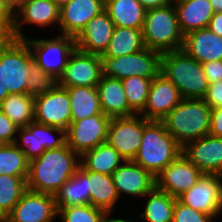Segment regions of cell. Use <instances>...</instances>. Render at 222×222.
I'll use <instances>...</instances> for the list:
<instances>
[{
  "label": "cell",
  "instance_id": "1",
  "mask_svg": "<svg viewBox=\"0 0 222 222\" xmlns=\"http://www.w3.org/2000/svg\"><path fill=\"white\" fill-rule=\"evenodd\" d=\"M80 166V156L66 143L29 161L27 189L55 195Z\"/></svg>",
  "mask_w": 222,
  "mask_h": 222
},
{
  "label": "cell",
  "instance_id": "2",
  "mask_svg": "<svg viewBox=\"0 0 222 222\" xmlns=\"http://www.w3.org/2000/svg\"><path fill=\"white\" fill-rule=\"evenodd\" d=\"M182 147L166 131L162 121L146 120L143 117V133L139 150L133 161L155 177L174 161Z\"/></svg>",
  "mask_w": 222,
  "mask_h": 222
},
{
  "label": "cell",
  "instance_id": "3",
  "mask_svg": "<svg viewBox=\"0 0 222 222\" xmlns=\"http://www.w3.org/2000/svg\"><path fill=\"white\" fill-rule=\"evenodd\" d=\"M160 72L176 86L182 99L205 97L209 81L202 64L182 49L161 54Z\"/></svg>",
  "mask_w": 222,
  "mask_h": 222
},
{
  "label": "cell",
  "instance_id": "4",
  "mask_svg": "<svg viewBox=\"0 0 222 222\" xmlns=\"http://www.w3.org/2000/svg\"><path fill=\"white\" fill-rule=\"evenodd\" d=\"M210 107L203 99H182L161 121L183 147L186 143L209 134Z\"/></svg>",
  "mask_w": 222,
  "mask_h": 222
},
{
  "label": "cell",
  "instance_id": "5",
  "mask_svg": "<svg viewBox=\"0 0 222 222\" xmlns=\"http://www.w3.org/2000/svg\"><path fill=\"white\" fill-rule=\"evenodd\" d=\"M142 34L146 48L161 54L181 50L184 35L174 5L146 10Z\"/></svg>",
  "mask_w": 222,
  "mask_h": 222
},
{
  "label": "cell",
  "instance_id": "6",
  "mask_svg": "<svg viewBox=\"0 0 222 222\" xmlns=\"http://www.w3.org/2000/svg\"><path fill=\"white\" fill-rule=\"evenodd\" d=\"M32 53L33 60L46 73L59 79L63 74L68 59L76 49L75 37L58 34L56 37L24 39Z\"/></svg>",
  "mask_w": 222,
  "mask_h": 222
},
{
  "label": "cell",
  "instance_id": "7",
  "mask_svg": "<svg viewBox=\"0 0 222 222\" xmlns=\"http://www.w3.org/2000/svg\"><path fill=\"white\" fill-rule=\"evenodd\" d=\"M102 75L119 80L138 76L154 78L161 69V53L145 48L121 57H101Z\"/></svg>",
  "mask_w": 222,
  "mask_h": 222
},
{
  "label": "cell",
  "instance_id": "8",
  "mask_svg": "<svg viewBox=\"0 0 222 222\" xmlns=\"http://www.w3.org/2000/svg\"><path fill=\"white\" fill-rule=\"evenodd\" d=\"M33 56L24 39H14L4 46V89L9 94H26L28 69Z\"/></svg>",
  "mask_w": 222,
  "mask_h": 222
},
{
  "label": "cell",
  "instance_id": "9",
  "mask_svg": "<svg viewBox=\"0 0 222 222\" xmlns=\"http://www.w3.org/2000/svg\"><path fill=\"white\" fill-rule=\"evenodd\" d=\"M17 134L15 144L29 161L46 150L59 148L66 143L65 130L35 121L26 127H19Z\"/></svg>",
  "mask_w": 222,
  "mask_h": 222
},
{
  "label": "cell",
  "instance_id": "10",
  "mask_svg": "<svg viewBox=\"0 0 222 222\" xmlns=\"http://www.w3.org/2000/svg\"><path fill=\"white\" fill-rule=\"evenodd\" d=\"M110 121L111 118L105 114L71 121L65 131L66 144L81 156L84 152L106 142Z\"/></svg>",
  "mask_w": 222,
  "mask_h": 222
},
{
  "label": "cell",
  "instance_id": "11",
  "mask_svg": "<svg viewBox=\"0 0 222 222\" xmlns=\"http://www.w3.org/2000/svg\"><path fill=\"white\" fill-rule=\"evenodd\" d=\"M34 121L66 131L71 123L70 97L64 87L34 96Z\"/></svg>",
  "mask_w": 222,
  "mask_h": 222
},
{
  "label": "cell",
  "instance_id": "12",
  "mask_svg": "<svg viewBox=\"0 0 222 222\" xmlns=\"http://www.w3.org/2000/svg\"><path fill=\"white\" fill-rule=\"evenodd\" d=\"M181 203L215 218L222 213V175L203 174L188 191L177 198Z\"/></svg>",
  "mask_w": 222,
  "mask_h": 222
},
{
  "label": "cell",
  "instance_id": "13",
  "mask_svg": "<svg viewBox=\"0 0 222 222\" xmlns=\"http://www.w3.org/2000/svg\"><path fill=\"white\" fill-rule=\"evenodd\" d=\"M143 133V116L114 117L108 126L106 142L115 148L124 160H133L139 150Z\"/></svg>",
  "mask_w": 222,
  "mask_h": 222
},
{
  "label": "cell",
  "instance_id": "14",
  "mask_svg": "<svg viewBox=\"0 0 222 222\" xmlns=\"http://www.w3.org/2000/svg\"><path fill=\"white\" fill-rule=\"evenodd\" d=\"M101 77V57L76 48L70 55L63 74L58 79V85L61 87H97Z\"/></svg>",
  "mask_w": 222,
  "mask_h": 222
},
{
  "label": "cell",
  "instance_id": "15",
  "mask_svg": "<svg viewBox=\"0 0 222 222\" xmlns=\"http://www.w3.org/2000/svg\"><path fill=\"white\" fill-rule=\"evenodd\" d=\"M57 206L52 194L27 189L5 222H54Z\"/></svg>",
  "mask_w": 222,
  "mask_h": 222
},
{
  "label": "cell",
  "instance_id": "16",
  "mask_svg": "<svg viewBox=\"0 0 222 222\" xmlns=\"http://www.w3.org/2000/svg\"><path fill=\"white\" fill-rule=\"evenodd\" d=\"M203 174L181 153L156 176V188L178 198L196 184Z\"/></svg>",
  "mask_w": 222,
  "mask_h": 222
},
{
  "label": "cell",
  "instance_id": "17",
  "mask_svg": "<svg viewBox=\"0 0 222 222\" xmlns=\"http://www.w3.org/2000/svg\"><path fill=\"white\" fill-rule=\"evenodd\" d=\"M60 8L53 0H35L20 5L14 11L13 33L15 39H25L23 27L37 25L38 27L58 26L59 31Z\"/></svg>",
  "mask_w": 222,
  "mask_h": 222
},
{
  "label": "cell",
  "instance_id": "18",
  "mask_svg": "<svg viewBox=\"0 0 222 222\" xmlns=\"http://www.w3.org/2000/svg\"><path fill=\"white\" fill-rule=\"evenodd\" d=\"M181 100L176 86L159 72L152 79L147 102L140 115L146 120L161 121Z\"/></svg>",
  "mask_w": 222,
  "mask_h": 222
},
{
  "label": "cell",
  "instance_id": "19",
  "mask_svg": "<svg viewBox=\"0 0 222 222\" xmlns=\"http://www.w3.org/2000/svg\"><path fill=\"white\" fill-rule=\"evenodd\" d=\"M181 153L202 173L222 175V137L208 134L190 141Z\"/></svg>",
  "mask_w": 222,
  "mask_h": 222
},
{
  "label": "cell",
  "instance_id": "20",
  "mask_svg": "<svg viewBox=\"0 0 222 222\" xmlns=\"http://www.w3.org/2000/svg\"><path fill=\"white\" fill-rule=\"evenodd\" d=\"M112 179L119 197L125 194L143 198L156 188V177L133 160L124 161L112 173Z\"/></svg>",
  "mask_w": 222,
  "mask_h": 222
},
{
  "label": "cell",
  "instance_id": "21",
  "mask_svg": "<svg viewBox=\"0 0 222 222\" xmlns=\"http://www.w3.org/2000/svg\"><path fill=\"white\" fill-rule=\"evenodd\" d=\"M105 0H72L60 8L59 34L77 37L104 10Z\"/></svg>",
  "mask_w": 222,
  "mask_h": 222
},
{
  "label": "cell",
  "instance_id": "22",
  "mask_svg": "<svg viewBox=\"0 0 222 222\" xmlns=\"http://www.w3.org/2000/svg\"><path fill=\"white\" fill-rule=\"evenodd\" d=\"M114 27L108 13L103 10L94 16L75 38L76 48L85 53L102 56L108 48Z\"/></svg>",
  "mask_w": 222,
  "mask_h": 222
},
{
  "label": "cell",
  "instance_id": "23",
  "mask_svg": "<svg viewBox=\"0 0 222 222\" xmlns=\"http://www.w3.org/2000/svg\"><path fill=\"white\" fill-rule=\"evenodd\" d=\"M182 50L199 63L222 60V37L208 28L198 29L184 35Z\"/></svg>",
  "mask_w": 222,
  "mask_h": 222
},
{
  "label": "cell",
  "instance_id": "24",
  "mask_svg": "<svg viewBox=\"0 0 222 222\" xmlns=\"http://www.w3.org/2000/svg\"><path fill=\"white\" fill-rule=\"evenodd\" d=\"M97 90L102 112L106 116L130 117L136 114L128 104L121 80L102 75Z\"/></svg>",
  "mask_w": 222,
  "mask_h": 222
},
{
  "label": "cell",
  "instance_id": "25",
  "mask_svg": "<svg viewBox=\"0 0 222 222\" xmlns=\"http://www.w3.org/2000/svg\"><path fill=\"white\" fill-rule=\"evenodd\" d=\"M173 5L183 35L207 28L214 14L209 0H175Z\"/></svg>",
  "mask_w": 222,
  "mask_h": 222
},
{
  "label": "cell",
  "instance_id": "26",
  "mask_svg": "<svg viewBox=\"0 0 222 222\" xmlns=\"http://www.w3.org/2000/svg\"><path fill=\"white\" fill-rule=\"evenodd\" d=\"M104 10L115 27L143 28L146 9L138 0H105Z\"/></svg>",
  "mask_w": 222,
  "mask_h": 222
},
{
  "label": "cell",
  "instance_id": "27",
  "mask_svg": "<svg viewBox=\"0 0 222 222\" xmlns=\"http://www.w3.org/2000/svg\"><path fill=\"white\" fill-rule=\"evenodd\" d=\"M124 161L119 152L105 142L84 152L80 156V167L86 171L112 175Z\"/></svg>",
  "mask_w": 222,
  "mask_h": 222
},
{
  "label": "cell",
  "instance_id": "28",
  "mask_svg": "<svg viewBox=\"0 0 222 222\" xmlns=\"http://www.w3.org/2000/svg\"><path fill=\"white\" fill-rule=\"evenodd\" d=\"M88 189L92 206L114 213L113 210L120 197L113 183L112 175L88 171Z\"/></svg>",
  "mask_w": 222,
  "mask_h": 222
},
{
  "label": "cell",
  "instance_id": "29",
  "mask_svg": "<svg viewBox=\"0 0 222 222\" xmlns=\"http://www.w3.org/2000/svg\"><path fill=\"white\" fill-rule=\"evenodd\" d=\"M70 97L71 121H79L102 112L97 87H64Z\"/></svg>",
  "mask_w": 222,
  "mask_h": 222
},
{
  "label": "cell",
  "instance_id": "30",
  "mask_svg": "<svg viewBox=\"0 0 222 222\" xmlns=\"http://www.w3.org/2000/svg\"><path fill=\"white\" fill-rule=\"evenodd\" d=\"M56 206L90 204L88 171L79 166L75 174L54 195Z\"/></svg>",
  "mask_w": 222,
  "mask_h": 222
},
{
  "label": "cell",
  "instance_id": "31",
  "mask_svg": "<svg viewBox=\"0 0 222 222\" xmlns=\"http://www.w3.org/2000/svg\"><path fill=\"white\" fill-rule=\"evenodd\" d=\"M144 210L139 215L142 222H173L176 199L166 192L155 188L144 196Z\"/></svg>",
  "mask_w": 222,
  "mask_h": 222
},
{
  "label": "cell",
  "instance_id": "32",
  "mask_svg": "<svg viewBox=\"0 0 222 222\" xmlns=\"http://www.w3.org/2000/svg\"><path fill=\"white\" fill-rule=\"evenodd\" d=\"M145 48L142 30L114 27L108 48L100 57H121Z\"/></svg>",
  "mask_w": 222,
  "mask_h": 222
},
{
  "label": "cell",
  "instance_id": "33",
  "mask_svg": "<svg viewBox=\"0 0 222 222\" xmlns=\"http://www.w3.org/2000/svg\"><path fill=\"white\" fill-rule=\"evenodd\" d=\"M0 110L18 127H26L34 121V96L9 94L0 103Z\"/></svg>",
  "mask_w": 222,
  "mask_h": 222
},
{
  "label": "cell",
  "instance_id": "34",
  "mask_svg": "<svg viewBox=\"0 0 222 222\" xmlns=\"http://www.w3.org/2000/svg\"><path fill=\"white\" fill-rule=\"evenodd\" d=\"M27 177L0 175V219H5L27 190Z\"/></svg>",
  "mask_w": 222,
  "mask_h": 222
},
{
  "label": "cell",
  "instance_id": "35",
  "mask_svg": "<svg viewBox=\"0 0 222 222\" xmlns=\"http://www.w3.org/2000/svg\"><path fill=\"white\" fill-rule=\"evenodd\" d=\"M29 160L15 143L0 144V175L28 177Z\"/></svg>",
  "mask_w": 222,
  "mask_h": 222
},
{
  "label": "cell",
  "instance_id": "36",
  "mask_svg": "<svg viewBox=\"0 0 222 222\" xmlns=\"http://www.w3.org/2000/svg\"><path fill=\"white\" fill-rule=\"evenodd\" d=\"M152 79L132 76L121 80L128 104L136 114H140L146 105Z\"/></svg>",
  "mask_w": 222,
  "mask_h": 222
},
{
  "label": "cell",
  "instance_id": "37",
  "mask_svg": "<svg viewBox=\"0 0 222 222\" xmlns=\"http://www.w3.org/2000/svg\"><path fill=\"white\" fill-rule=\"evenodd\" d=\"M104 214L91 204L57 206V217L62 222H103Z\"/></svg>",
  "mask_w": 222,
  "mask_h": 222
},
{
  "label": "cell",
  "instance_id": "38",
  "mask_svg": "<svg viewBox=\"0 0 222 222\" xmlns=\"http://www.w3.org/2000/svg\"><path fill=\"white\" fill-rule=\"evenodd\" d=\"M27 94L36 96L53 90L58 85V79L44 72L33 60L28 69Z\"/></svg>",
  "mask_w": 222,
  "mask_h": 222
},
{
  "label": "cell",
  "instance_id": "39",
  "mask_svg": "<svg viewBox=\"0 0 222 222\" xmlns=\"http://www.w3.org/2000/svg\"><path fill=\"white\" fill-rule=\"evenodd\" d=\"M215 217L186 206L176 199L173 210V222H213Z\"/></svg>",
  "mask_w": 222,
  "mask_h": 222
},
{
  "label": "cell",
  "instance_id": "40",
  "mask_svg": "<svg viewBox=\"0 0 222 222\" xmlns=\"http://www.w3.org/2000/svg\"><path fill=\"white\" fill-rule=\"evenodd\" d=\"M19 127L0 110V144L15 143Z\"/></svg>",
  "mask_w": 222,
  "mask_h": 222
},
{
  "label": "cell",
  "instance_id": "41",
  "mask_svg": "<svg viewBox=\"0 0 222 222\" xmlns=\"http://www.w3.org/2000/svg\"><path fill=\"white\" fill-rule=\"evenodd\" d=\"M203 100L210 109L222 107V80L209 84Z\"/></svg>",
  "mask_w": 222,
  "mask_h": 222
},
{
  "label": "cell",
  "instance_id": "42",
  "mask_svg": "<svg viewBox=\"0 0 222 222\" xmlns=\"http://www.w3.org/2000/svg\"><path fill=\"white\" fill-rule=\"evenodd\" d=\"M202 69L210 83L222 80V60L202 64Z\"/></svg>",
  "mask_w": 222,
  "mask_h": 222
},
{
  "label": "cell",
  "instance_id": "43",
  "mask_svg": "<svg viewBox=\"0 0 222 222\" xmlns=\"http://www.w3.org/2000/svg\"><path fill=\"white\" fill-rule=\"evenodd\" d=\"M209 134L222 137V107L211 109Z\"/></svg>",
  "mask_w": 222,
  "mask_h": 222
},
{
  "label": "cell",
  "instance_id": "44",
  "mask_svg": "<svg viewBox=\"0 0 222 222\" xmlns=\"http://www.w3.org/2000/svg\"><path fill=\"white\" fill-rule=\"evenodd\" d=\"M15 39L13 27L4 19H0V48L10 44Z\"/></svg>",
  "mask_w": 222,
  "mask_h": 222
},
{
  "label": "cell",
  "instance_id": "45",
  "mask_svg": "<svg viewBox=\"0 0 222 222\" xmlns=\"http://www.w3.org/2000/svg\"><path fill=\"white\" fill-rule=\"evenodd\" d=\"M0 19L6 20L13 27L14 9L12 0H0Z\"/></svg>",
  "mask_w": 222,
  "mask_h": 222
},
{
  "label": "cell",
  "instance_id": "46",
  "mask_svg": "<svg viewBox=\"0 0 222 222\" xmlns=\"http://www.w3.org/2000/svg\"><path fill=\"white\" fill-rule=\"evenodd\" d=\"M207 28L216 35L222 37V13L214 12Z\"/></svg>",
  "mask_w": 222,
  "mask_h": 222
},
{
  "label": "cell",
  "instance_id": "47",
  "mask_svg": "<svg viewBox=\"0 0 222 222\" xmlns=\"http://www.w3.org/2000/svg\"><path fill=\"white\" fill-rule=\"evenodd\" d=\"M9 95L8 89H4V47L0 48V103Z\"/></svg>",
  "mask_w": 222,
  "mask_h": 222
},
{
  "label": "cell",
  "instance_id": "48",
  "mask_svg": "<svg viewBox=\"0 0 222 222\" xmlns=\"http://www.w3.org/2000/svg\"><path fill=\"white\" fill-rule=\"evenodd\" d=\"M146 10L173 4L175 0H138Z\"/></svg>",
  "mask_w": 222,
  "mask_h": 222
},
{
  "label": "cell",
  "instance_id": "49",
  "mask_svg": "<svg viewBox=\"0 0 222 222\" xmlns=\"http://www.w3.org/2000/svg\"><path fill=\"white\" fill-rule=\"evenodd\" d=\"M113 214L112 212H105L103 222H136L134 220H126L123 218H112L110 217Z\"/></svg>",
  "mask_w": 222,
  "mask_h": 222
},
{
  "label": "cell",
  "instance_id": "50",
  "mask_svg": "<svg viewBox=\"0 0 222 222\" xmlns=\"http://www.w3.org/2000/svg\"><path fill=\"white\" fill-rule=\"evenodd\" d=\"M214 12L222 13V0H209Z\"/></svg>",
  "mask_w": 222,
  "mask_h": 222
},
{
  "label": "cell",
  "instance_id": "51",
  "mask_svg": "<svg viewBox=\"0 0 222 222\" xmlns=\"http://www.w3.org/2000/svg\"><path fill=\"white\" fill-rule=\"evenodd\" d=\"M31 1H35V0H12V5H13V9L14 11L22 4L24 3H28Z\"/></svg>",
  "mask_w": 222,
  "mask_h": 222
},
{
  "label": "cell",
  "instance_id": "52",
  "mask_svg": "<svg viewBox=\"0 0 222 222\" xmlns=\"http://www.w3.org/2000/svg\"><path fill=\"white\" fill-rule=\"evenodd\" d=\"M59 8H62L64 5L68 4L72 0H53Z\"/></svg>",
  "mask_w": 222,
  "mask_h": 222
}]
</instances>
